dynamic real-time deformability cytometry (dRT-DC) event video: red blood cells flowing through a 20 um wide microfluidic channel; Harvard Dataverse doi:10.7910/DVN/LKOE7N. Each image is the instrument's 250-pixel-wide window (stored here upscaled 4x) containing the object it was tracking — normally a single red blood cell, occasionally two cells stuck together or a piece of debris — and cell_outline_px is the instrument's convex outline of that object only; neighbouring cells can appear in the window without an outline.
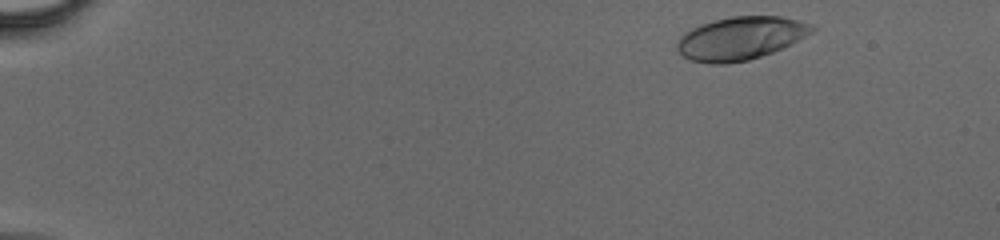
{"species": "human", "species_latin": "Homo sapiens", "temperature_condition": "cold", "stored_images_in_passage": 40, "camera_frame_rate_fps": 3000, "um_per_image_px": 0.085, "donor": {"sex": "male"}, "frame": {"image": 1, "passage_image": 2, "time_ms": 0.333, "image_size_px": [1000, 240], "cell_outline_px": [[816, 28], [812, 32], [772, 52], [748, 60], [728, 64], [708, 64], [688, 60], [676, 48], [676, 44], [680, 36], [684, 32], [700, 24], [732, 16], [780, 16], [800, 20], [812, 24]], "centroid_in_image_um": [62.9, 3.25], "position_along_channel_um": 22.1, "area_um2": 33.76}}
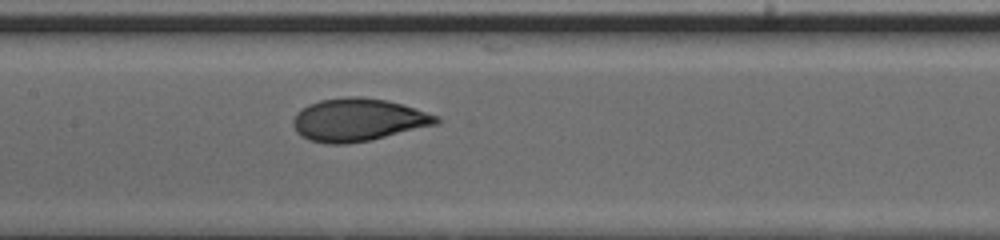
{"frame": {"image": 2, "passage_image": 21, "time_ms": 6.667, "image_size_px": [1000, 240], "cell_outline_px": [[444, 120], [440, 124], [372, 140], [344, 144], [324, 144], [308, 140], [300, 136], [296, 132], [292, 124], [292, 120], [296, 112], [300, 108], [308, 104], [320, 100], [348, 96], [360, 96], [384, 100], [400, 104], [440, 116]], "centroid_in_image_um": [30.43, 10.2], "position_along_channel_um": 177.0, "area_um2": 36.24}}
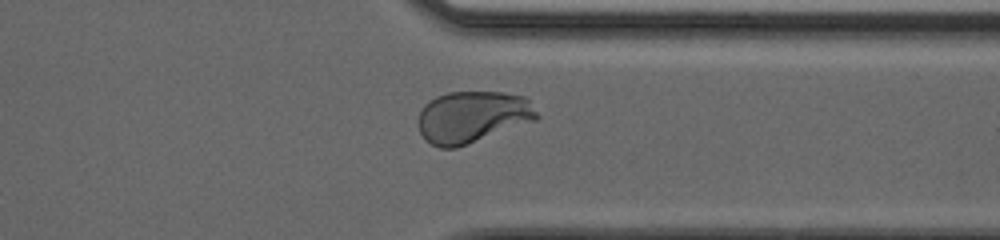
{"frame": {"image": 3, "passage_image": 34, "time_ms": 11.0, "image_size_px": [1000, 240], "cell_outline_px": [[540, 116], [536, 120], [468, 144], [456, 148], [440, 148], [432, 144], [420, 132], [420, 112], [424, 104], [428, 100], [436, 96], [448, 92], [504, 92], [524, 96], [528, 100]], "centroid_in_image_um": [40.17, 9.92], "position_along_channel_um": 371.2, "area_um2": 35.55}}